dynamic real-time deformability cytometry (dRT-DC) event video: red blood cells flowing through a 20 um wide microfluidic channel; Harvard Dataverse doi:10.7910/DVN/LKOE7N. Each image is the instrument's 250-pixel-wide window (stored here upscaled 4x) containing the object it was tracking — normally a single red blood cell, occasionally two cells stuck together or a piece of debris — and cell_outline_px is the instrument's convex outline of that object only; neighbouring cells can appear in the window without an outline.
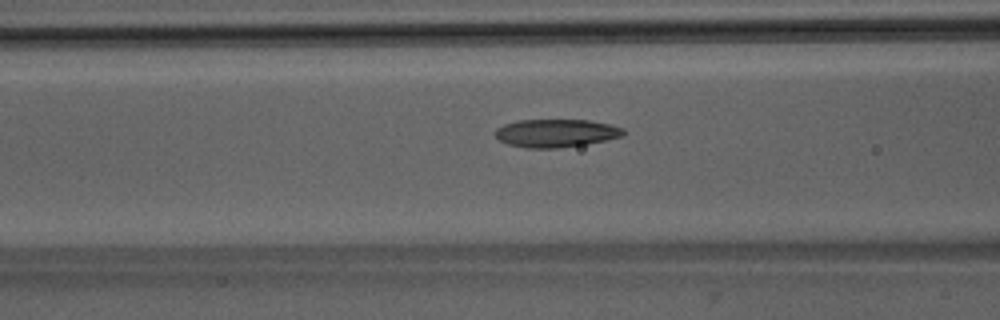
{"species": "Egyptian fruit bat (a non-hibernating species)", "species_latin": "Rousettus aegyptiacus", "temperature_condition": "room temperature", "stored_images_in_passage": 48, "camera_frame_rate_fps": 3000, "um_per_image_px": 0.085, "animal": {"sex": "male"}, "frame": {"image": 1, "passage_image": 21, "time_ms": 6.667, "image_size_px": [1000, 320], "cell_outline_px": [[628, 132], [624, 136], [584, 144], [560, 148], [528, 148], [508, 144], [500, 140], [496, 136], [496, 128], [504, 124], [520, 120], [588, 120], [612, 124], [624, 128]], "centroid_in_image_um": [47.32, 11.31], "position_along_channel_um": 119.3, "area_um2": 20.98}}
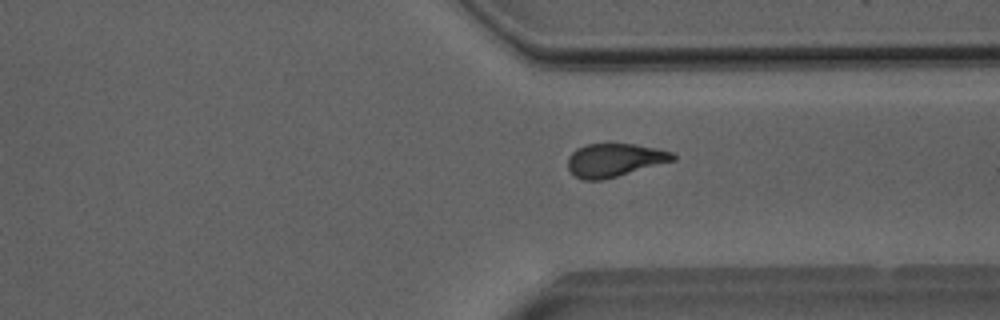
{"frame": {"image": 2, "passage_image": 39, "time_ms": 12.667, "image_size_px": [1000, 320], "cell_outline_px": [[676, 160], [604, 180], [584, 180], [576, 176], [568, 168], [568, 156], [576, 148], [584, 144], [636, 144], [656, 148], [672, 152], [676, 156]], "centroid_in_image_um": [52.24, 13.6], "position_along_channel_um": 359.2, "area_um2": 20.46}}
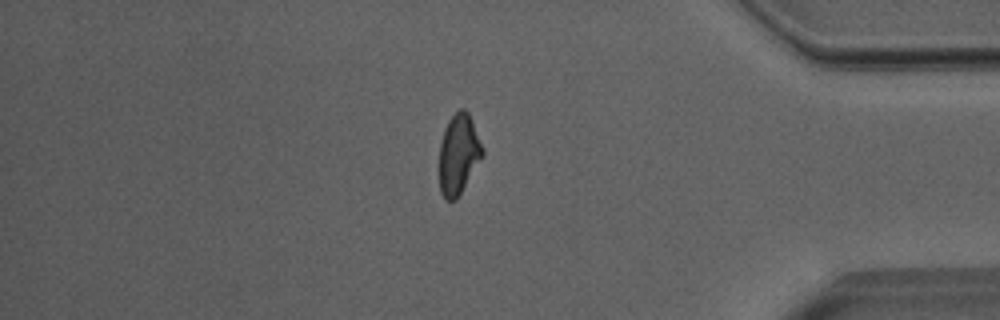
{"frame": {"image": 3, "passage_image": 44, "time_ms": 14.333, "image_size_px": [1000, 320], "cell_outline_px": [[484, 152], [456, 200], [444, 200], [440, 192], [440, 144], [444, 128], [448, 120], [460, 108], [464, 108], [468, 112], [472, 120], [484, 148]], "centroid_in_image_um": [38.97, 13.08], "position_along_channel_um": 396.2, "area_um2": 19.94}}